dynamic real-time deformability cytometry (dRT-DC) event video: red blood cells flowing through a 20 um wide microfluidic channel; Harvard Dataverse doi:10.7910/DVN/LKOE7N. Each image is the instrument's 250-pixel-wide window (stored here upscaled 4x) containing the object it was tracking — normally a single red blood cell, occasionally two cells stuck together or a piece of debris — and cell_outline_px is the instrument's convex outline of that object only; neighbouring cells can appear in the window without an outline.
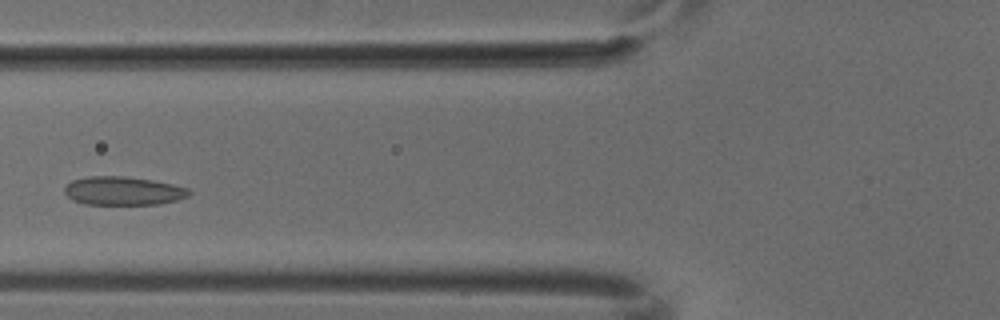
{"species": "common noctule bat (a hibernating species)", "species_latin": "Nyctalus noctula", "temperature_condition": "cold", "stored_images_in_passage": 5, "camera_frame_rate_fps": 3000, "um_per_image_px": 0.085, "animal": {"sex": "male", "body_mass_g": 18.8}, "frame": {"image": 1, "passage_image": 4, "time_ms": 1.0, "image_size_px": [1000, 320], "cell_outline_px": [[192, 192], [188, 196], [176, 200], [160, 204], [84, 204], [72, 200], [64, 192], [64, 188], [72, 180], [88, 176], [124, 176], [152, 180], [172, 184], [188, 188]], "centroid_in_image_um": [10.46, 16.22], "position_along_channel_um": 115.3, "area_um2": 20.69}}
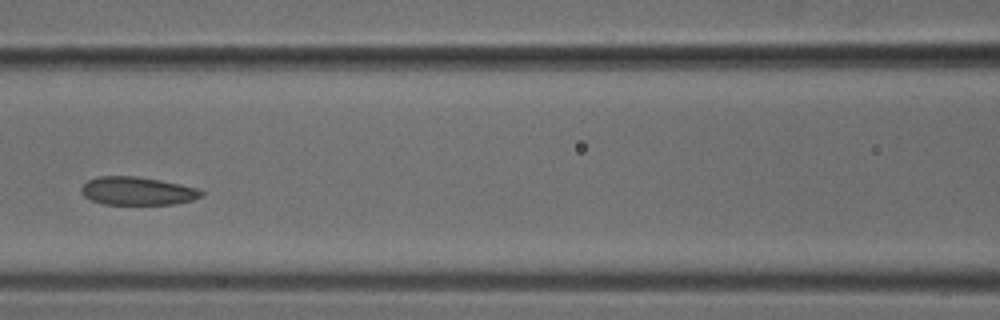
{"frame": {"image": 2, "passage_image": 5, "time_ms": 1.333, "image_size_px": [1000, 320], "cell_outline_px": [[204, 192], [200, 196], [192, 200], [176, 204], [104, 204], [92, 200], [84, 196], [80, 192], [80, 188], [88, 180], [100, 176], [136, 176], [160, 180], [200, 188]], "centroid_in_image_um": [11.68, 16.23], "position_along_channel_um": 154.9, "area_um2": 19.71}}